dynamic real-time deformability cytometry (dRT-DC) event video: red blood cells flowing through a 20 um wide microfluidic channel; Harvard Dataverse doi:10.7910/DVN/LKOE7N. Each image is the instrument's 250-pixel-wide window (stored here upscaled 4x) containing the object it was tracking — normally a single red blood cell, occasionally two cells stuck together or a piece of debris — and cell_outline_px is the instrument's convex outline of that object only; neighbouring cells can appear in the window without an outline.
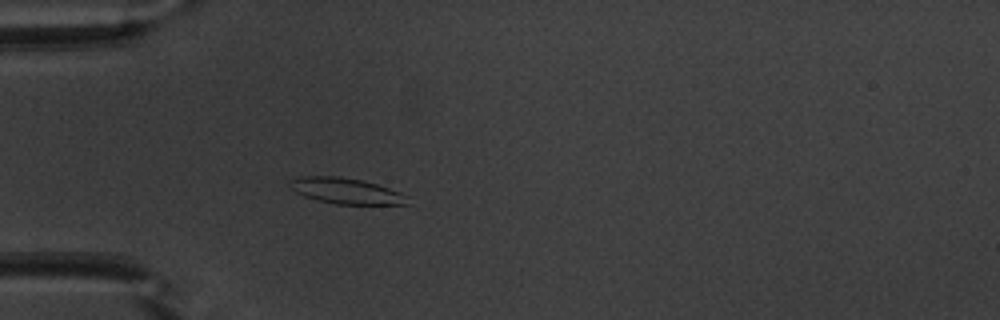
{"species": "common noctule bat (a hibernating species)", "species_latin": "Nyctalus noctula", "temperature_condition": "warm", "stored_images_in_passage": 44, "camera_frame_rate_fps": 3000, "um_per_image_px": 0.085, "animal": {"sex": "male", "body_mass_g": 20.1, "forearm_length_mm": 53.5}, "frame": {"image": 1, "passage_image": 15, "time_ms": 4.667, "image_size_px": [1000, 320], "cell_outline_px": [[412, 204], [336, 204], [304, 196], [296, 192], [288, 184], [288, 180], [300, 176], [336, 176], [364, 180], [400, 192], [408, 196]], "centroid_in_image_um": [29.43, 16.22], "position_along_channel_um": 55.6, "area_um2": 17.74}}
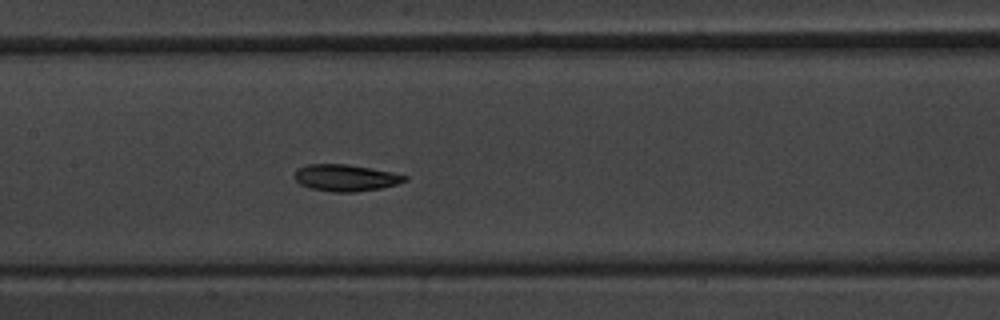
{"frame": {"image": 2, "passage_image": 25, "time_ms": 8.0, "image_size_px": [1000, 320], "cell_outline_px": [[408, 180], [396, 184], [380, 188], [356, 192], [332, 192], [312, 188], [300, 184], [292, 176], [296, 168], [308, 164], [348, 164], [392, 172], [408, 176]], "centroid_in_image_um": [29.35, 15.1], "position_along_channel_um": 178.1, "area_um2": 17.22}}
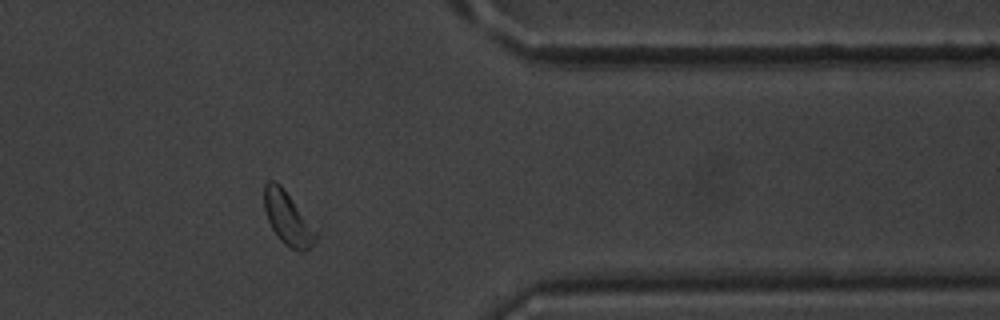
{"frame": {"image": 3, "passage_image": 42, "time_ms": 13.667, "image_size_px": [1000, 320], "cell_outline_px": [[320, 228], [316, 240], [304, 252], [300, 252], [284, 244], [280, 240], [272, 228], [268, 220], [264, 208], [264, 184], [268, 180], [272, 180], [280, 184], [320, 224]], "centroid_in_image_um": [24.59, 18.53], "position_along_channel_um": 386.8, "area_um2": 17.28}, "authors_computed_cell_mechanics": {"area_um2": 17.5712, "velocity_mm_per_s": 3.9213, "shape_relaxation_time_tau1_ms": 3.3803, "shape_relaxation_time_tau2_ms": 9.4588, "deformation_change_tau1": 0.1028, "deformation_change_tau2": 0.1537}}